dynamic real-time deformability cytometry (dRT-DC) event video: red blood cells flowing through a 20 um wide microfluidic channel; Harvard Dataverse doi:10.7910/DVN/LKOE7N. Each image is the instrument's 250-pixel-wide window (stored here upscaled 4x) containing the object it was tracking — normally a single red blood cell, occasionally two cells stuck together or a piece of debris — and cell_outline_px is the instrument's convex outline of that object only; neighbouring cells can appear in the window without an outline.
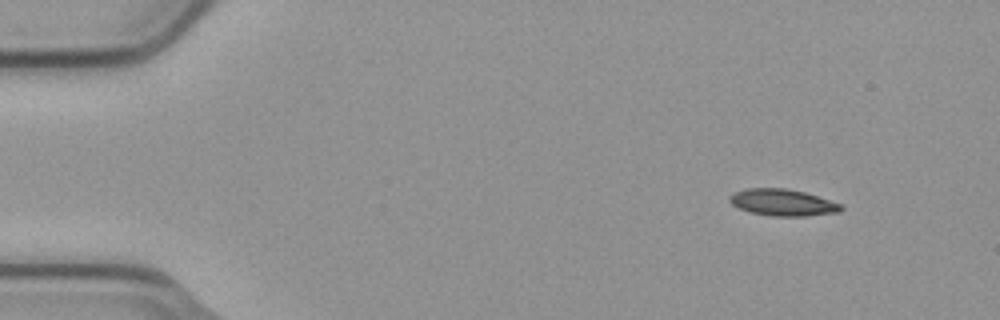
{"species": "common noctule bat (a hibernating species)", "species_latin": "Nyctalus noctula", "temperature_condition": "cold", "stored_images_in_passage": 3, "camera_frame_rate_fps": 3000, "um_per_image_px": 0.085, "animal": {"sex": "male", "body_mass_g": 23.1, "forearm_length_mm": 52.7}, "frame": {"image": 1, "passage_image": 1, "time_ms": 0.0, "image_size_px": [1000, 320], "cell_outline_px": [[844, 208], [840, 212], [808, 216], [768, 216], [748, 212], [732, 204], [728, 200], [728, 196], [736, 192], [748, 188], [784, 188], [804, 192], [840, 204]], "centroid_in_image_um": [66.5, 17.22], "position_along_channel_um": 18.5, "area_um2": 17.28}}